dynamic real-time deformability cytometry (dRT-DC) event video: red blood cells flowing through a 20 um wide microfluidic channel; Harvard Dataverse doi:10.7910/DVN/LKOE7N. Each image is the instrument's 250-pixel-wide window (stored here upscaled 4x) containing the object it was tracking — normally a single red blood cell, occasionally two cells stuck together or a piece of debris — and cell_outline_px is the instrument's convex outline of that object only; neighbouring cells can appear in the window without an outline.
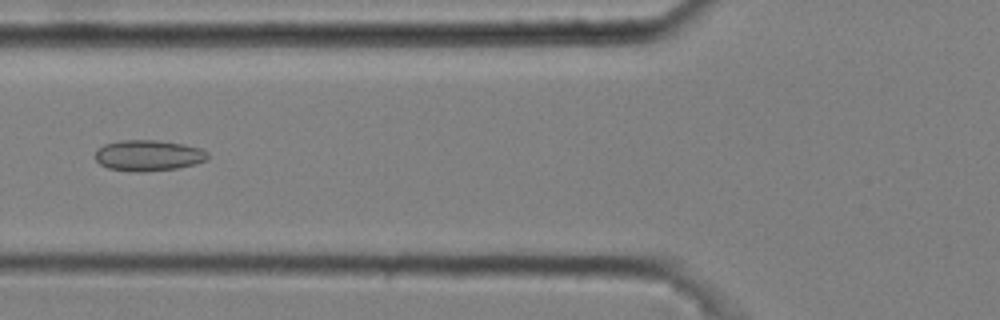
{"species": "common noctule bat (a hibernating species)", "species_latin": "Nyctalus noctula", "temperature_condition": "cold", "stored_images_in_passage": 5, "camera_frame_rate_fps": 3000, "um_per_image_px": 0.085, "animal": {"sex": "male", "body_mass_g": 20.4}, "frame": {"image": 1, "passage_image": 5, "time_ms": 1.333, "image_size_px": [1000, 320], "cell_outline_px": [[208, 160], [196, 164], [176, 168], [136, 172], [108, 168], [100, 164], [96, 160], [96, 152], [104, 144], [120, 140], [156, 140], [184, 144], [200, 148], [208, 152]], "centroid_in_image_um": [12.64, 13.21], "position_along_channel_um": 113.2, "area_um2": 20.17}}